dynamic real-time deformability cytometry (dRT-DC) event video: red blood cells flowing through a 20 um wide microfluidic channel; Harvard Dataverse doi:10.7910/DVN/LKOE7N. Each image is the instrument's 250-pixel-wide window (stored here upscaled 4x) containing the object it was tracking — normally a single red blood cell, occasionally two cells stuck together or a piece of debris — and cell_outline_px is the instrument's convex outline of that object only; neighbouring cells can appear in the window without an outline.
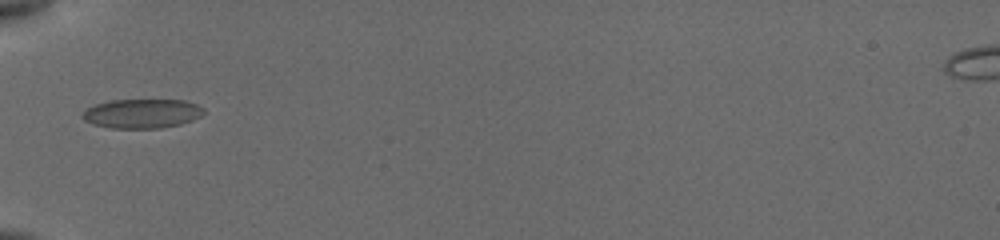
{"species": "common noctule bat (a hibernating species)", "species_latin": "Nyctalus noctula", "temperature_condition": "cold", "stored_images_in_passage": 3, "camera_frame_rate_fps": 3000, "um_per_image_px": 0.085, "animal": {"sex": "female", "body_mass_g": 19.5, "forearm_length_mm": 54.1}, "frame": {"image": 1, "passage_image": 1, "time_ms": 0.0, "image_size_px": [1000, 240], "cell_outline_px": [[204, 112], [200, 116], [192, 120], [180, 124], [160, 128], [112, 128], [92, 124], [84, 120], [80, 116], [88, 108], [96, 104], [112, 100], [184, 100], [196, 104], [204, 108]], "centroid_in_image_um": [12.07, 9.65], "position_along_channel_um": 72.9, "area_um2": 20.58}}